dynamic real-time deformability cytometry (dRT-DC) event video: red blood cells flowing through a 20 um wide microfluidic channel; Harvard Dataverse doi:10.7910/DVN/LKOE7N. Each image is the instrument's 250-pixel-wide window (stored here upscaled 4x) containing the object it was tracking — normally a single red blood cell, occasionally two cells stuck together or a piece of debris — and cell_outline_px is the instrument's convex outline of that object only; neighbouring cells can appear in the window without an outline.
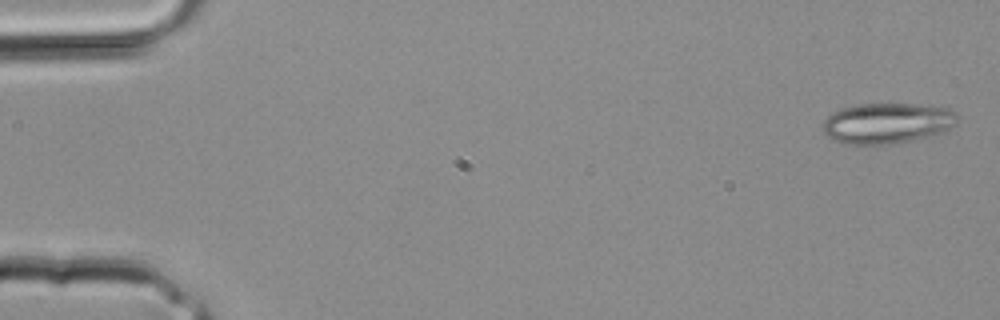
{"species": "common noctule bat (a hibernating species)", "species_latin": "Nyctalus noctula", "temperature_condition": "room temperature", "stored_images_in_passage": 6, "camera_frame_rate_fps": 3000, "um_per_image_px": 0.085, "animal": {"sex": "male", "body_mass_g": 20.4}, "frame": {"image": 1, "passage_image": 1, "time_ms": 0.0, "image_size_px": [1000, 320], "cell_outline_px": [[960, 116], [956, 124], [944, 132], [896, 144], [844, 144], [828, 136], [820, 128], [824, 120], [832, 112], [856, 104], [916, 104], [948, 108], [956, 112]], "centroid_in_image_um": [75.43, 10.47], "position_along_channel_um": 9.6, "area_um2": 32.08}}